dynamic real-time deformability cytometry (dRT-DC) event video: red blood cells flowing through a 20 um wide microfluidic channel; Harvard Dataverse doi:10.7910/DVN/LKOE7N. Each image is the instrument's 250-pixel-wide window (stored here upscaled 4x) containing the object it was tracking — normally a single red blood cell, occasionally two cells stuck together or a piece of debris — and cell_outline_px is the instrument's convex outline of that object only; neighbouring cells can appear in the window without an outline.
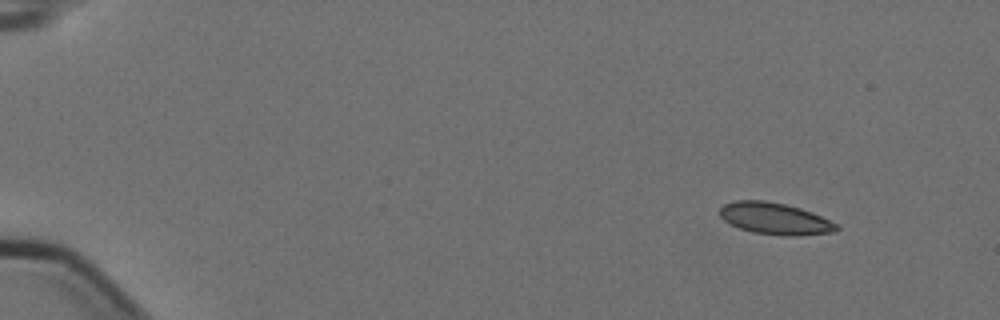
{"species": "Egyptian fruit bat (a non-hibernating species)", "species_latin": "Rousettus aegyptiacus", "temperature_condition": "cold", "stored_images_in_passage": 6, "camera_frame_rate_fps": 3000, "um_per_image_px": 0.085, "animal": {"sex": "female"}, "frame": {"image": 1, "passage_image": 1, "time_ms": 0.0, "image_size_px": [1000, 320], "cell_outline_px": [[840, 228], [836, 232], [796, 236], [780, 236], [752, 232], [740, 228], [724, 220], [720, 216], [720, 208], [724, 204], [736, 200], [764, 200], [784, 204], [800, 208], [812, 212], [840, 224]], "centroid_in_image_um": [65.92, 18.59], "position_along_channel_um": 19.1, "area_um2": 21.79}}
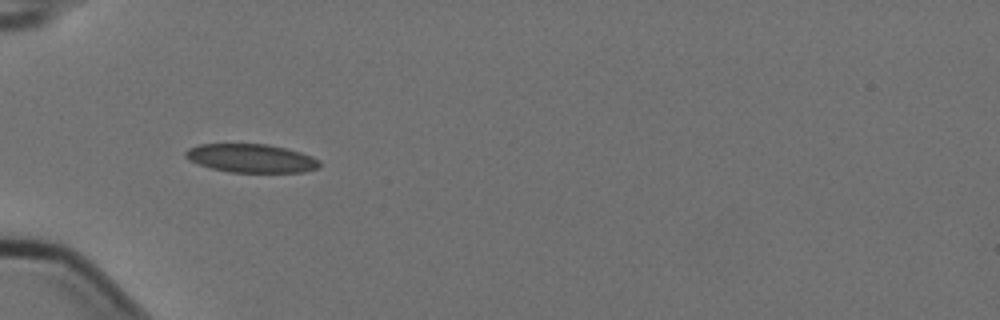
{"frame": {"image": 2, "passage_image": 5, "time_ms": 1.333, "image_size_px": [1000, 320], "cell_outline_px": [[320, 168], [304, 172], [228, 172], [212, 168], [188, 160], [184, 156], [184, 152], [188, 148], [200, 144], [268, 144], [300, 152], [312, 156], [320, 160]], "centroid_in_image_um": [21.36, 13.45], "position_along_channel_um": 63.6, "area_um2": 22.31}}
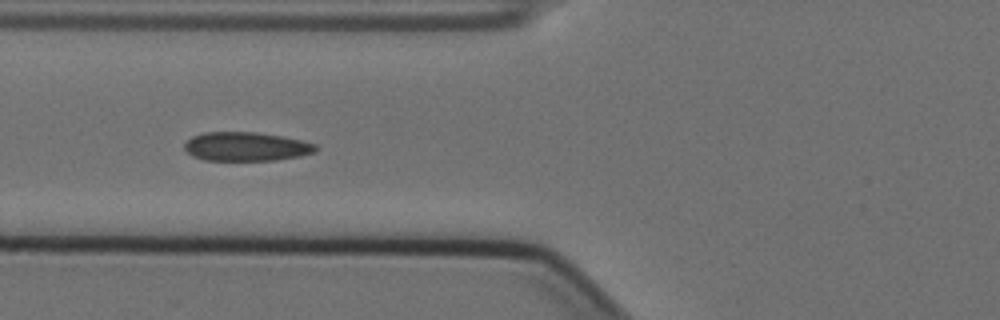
{"frame": {"image": 3, "passage_image": 6, "time_ms": 1.667, "image_size_px": [1000, 320], "cell_outline_px": [[316, 152], [300, 156], [276, 160], [204, 160], [192, 156], [184, 148], [184, 144], [192, 136], [204, 132], [256, 132], [280, 136], [300, 140], [316, 144]], "centroid_in_image_um": [20.9, 12.46], "position_along_channel_um": 104.9, "area_um2": 22.02}}